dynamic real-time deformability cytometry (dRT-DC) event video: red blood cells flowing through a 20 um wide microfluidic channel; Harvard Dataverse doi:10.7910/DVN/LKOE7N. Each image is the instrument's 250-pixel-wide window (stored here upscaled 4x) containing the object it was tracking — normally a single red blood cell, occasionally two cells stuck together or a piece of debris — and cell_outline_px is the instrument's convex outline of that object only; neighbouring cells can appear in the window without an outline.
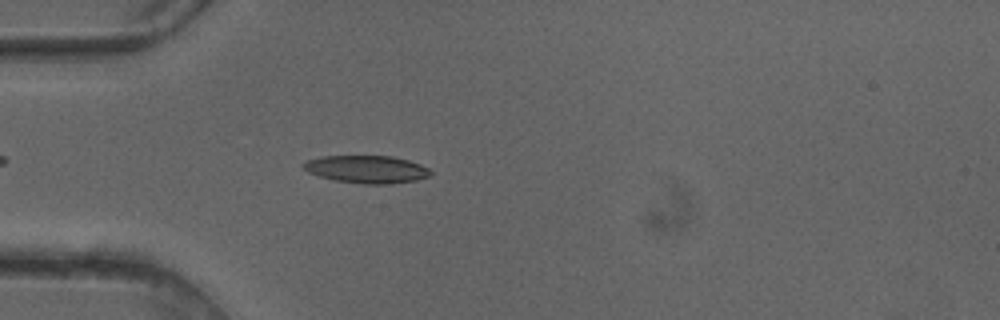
{"species": "common noctule bat (a hibernating species)", "species_latin": "Nyctalus noctula", "temperature_condition": "cold", "stored_images_in_passage": 41, "camera_frame_rate_fps": 3000, "um_per_image_px": 0.085, "animal": {"sex": "female"}, "frame": {"image": 1, "passage_image": 6, "time_ms": 1.667, "image_size_px": [1000, 320], "cell_outline_px": [[432, 176], [416, 180], [392, 184], [364, 184], [332, 180], [308, 172], [300, 164], [308, 160], [320, 156], [392, 156], [408, 160], [420, 164], [428, 168], [432, 172]], "centroid_in_image_um": [31.18, 14.39], "position_along_channel_um": 53.8, "area_um2": 20.63}}
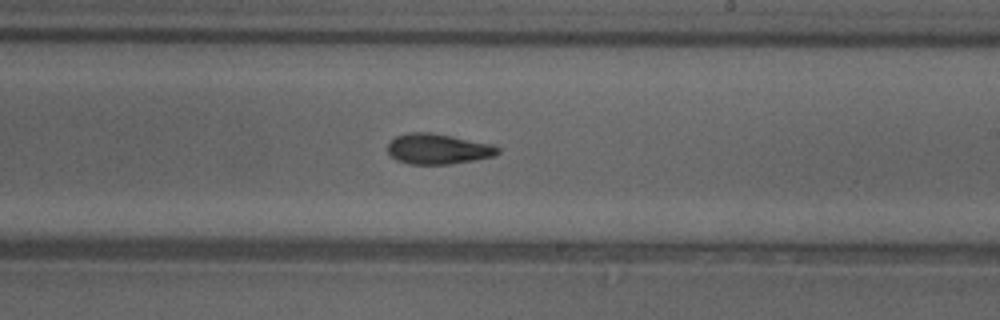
{"frame": {"image": 2, "passage_image": 21, "time_ms": 6.667, "image_size_px": [1000, 320], "cell_outline_px": [[500, 152], [496, 156], [448, 164], [408, 164], [396, 160], [388, 152], [388, 144], [396, 136], [408, 132], [432, 132], [492, 144], [500, 148]], "centroid_in_image_um": [37.23, 12.65], "position_along_channel_um": 251.8, "area_um2": 19.54}}
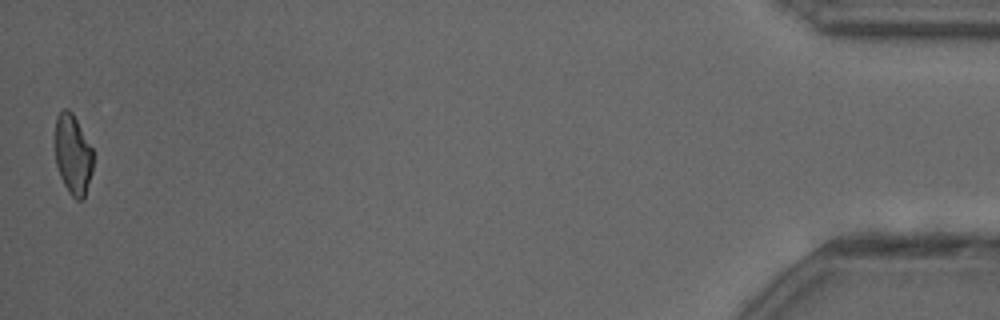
{"frame": {"image": 3, "passage_image": 41, "time_ms": 13.333, "image_size_px": [1000, 320], "cell_outline_px": [[92, 172], [84, 200], [76, 200], [68, 192], [60, 176], [56, 164], [56, 116], [64, 108], [68, 108], [72, 112], [92, 148]], "centroid_in_image_um": [6.2, 13.16], "position_along_channel_um": 429.0, "area_um2": 17.63}, "authors_computed_cell_mechanics": {"area_um2": 19.4208, "velocity_mm_per_s": 4.1137, "shape_relaxation_time_tau1_ms": 5.4421, "shape_relaxation_time_tau2_ms": 3.9053, "deformation_change_tau1": 0.1603, "deformation_change_tau2": 0.1181}}